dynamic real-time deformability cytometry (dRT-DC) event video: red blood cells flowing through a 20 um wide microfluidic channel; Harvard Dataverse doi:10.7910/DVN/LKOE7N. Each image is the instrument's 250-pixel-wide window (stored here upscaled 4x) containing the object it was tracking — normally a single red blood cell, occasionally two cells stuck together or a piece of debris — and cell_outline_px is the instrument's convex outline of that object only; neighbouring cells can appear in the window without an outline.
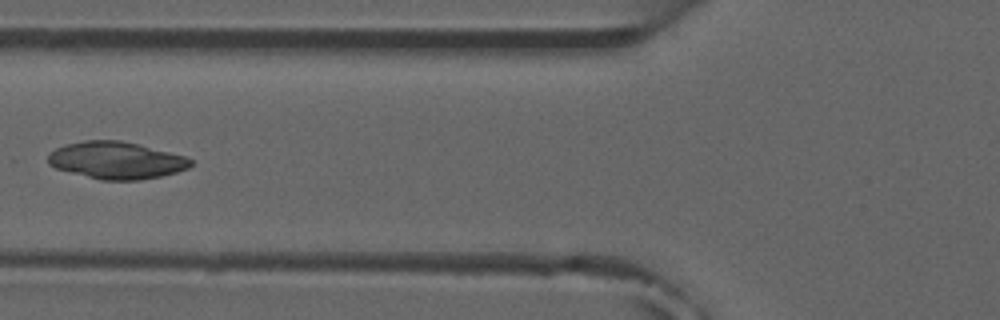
{"species": "common noctule bat (a hibernating species)", "species_latin": "Nyctalus noctula", "temperature_condition": "room temperature", "stored_images_in_passage": 6, "camera_frame_rate_fps": 3000, "um_per_image_px": 0.085, "animal": {"sex": "male", "forearm_length_mm": 52.5}, "frame": {"image": 1, "passage_image": 6, "time_ms": 5.667, "image_size_px": [1000, 320], "cell_outline_px": [[192, 164], [188, 168], [176, 172], [160, 176], [140, 180], [100, 180], [56, 168], [48, 164], [48, 156], [56, 148], [64, 144], [84, 140], [120, 140], [184, 156], [192, 160]], "centroid_in_image_um": [9.86, 13.63], "position_along_channel_um": 115.9, "area_um2": 30.58}}